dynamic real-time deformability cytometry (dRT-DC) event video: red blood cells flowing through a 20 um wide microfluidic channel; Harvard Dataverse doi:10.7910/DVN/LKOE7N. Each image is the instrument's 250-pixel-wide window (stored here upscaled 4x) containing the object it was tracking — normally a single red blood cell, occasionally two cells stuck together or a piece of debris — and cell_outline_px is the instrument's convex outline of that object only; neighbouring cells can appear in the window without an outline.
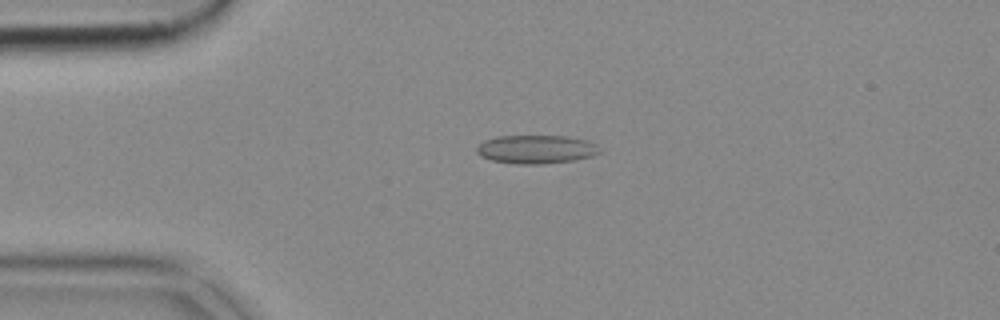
{"species": "common noctule bat (a hibernating species)", "species_latin": "Nyctalus noctula", "temperature_condition": "cold", "stored_images_in_passage": 50, "camera_frame_rate_fps": 3000, "um_per_image_px": 0.085, "animal": {"sex": "female", "body_mass_g": 18.4}, "frame": {"image": 1, "passage_image": 10, "time_ms": 3.0, "image_size_px": [1000, 320], "cell_outline_px": [[600, 152], [592, 156], [576, 160], [544, 164], [516, 164], [492, 160], [480, 156], [476, 152], [476, 148], [484, 140], [496, 136], [564, 136], [588, 140]], "centroid_in_image_um": [45.52, 12.7], "position_along_channel_um": 39.5, "area_um2": 20.35}}
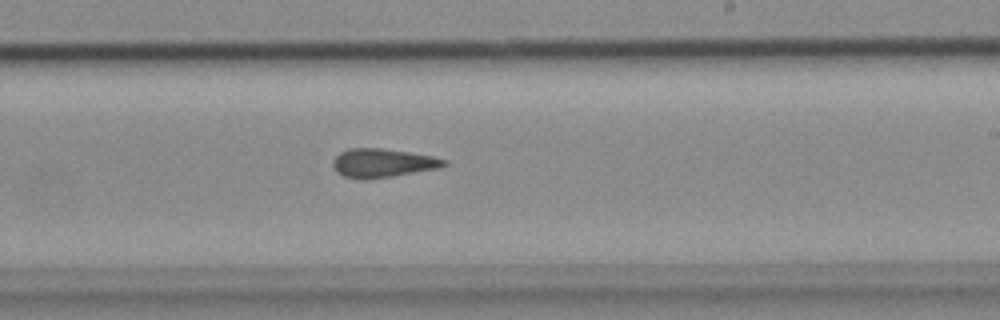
{"frame": {"image": 2, "passage_image": 29, "time_ms": 9.333, "image_size_px": [1000, 320], "cell_outline_px": [[448, 164], [440, 168], [392, 176], [364, 180], [344, 176], [336, 172], [332, 164], [332, 160], [340, 152], [348, 148], [380, 148], [408, 152], [432, 156], [448, 160]], "centroid_in_image_um": [32.51, 13.86], "position_along_channel_um": 256.5, "area_um2": 18.67}}
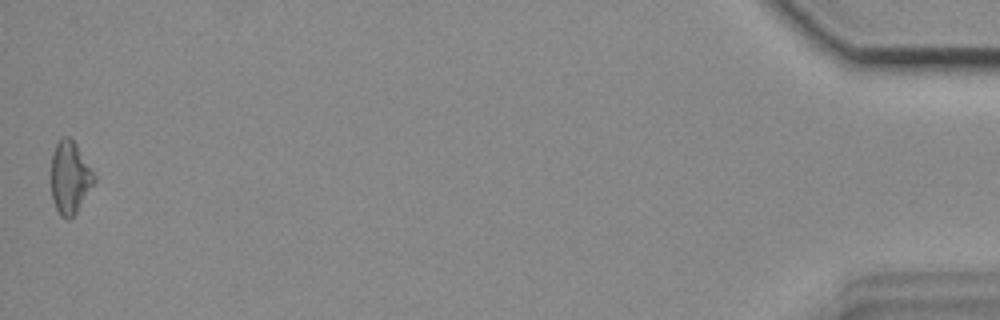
{"frame": {"image": 3, "passage_image": 50, "time_ms": 16.333, "image_size_px": [1000, 320], "cell_outline_px": [[96, 180], [76, 212], [68, 220], [60, 216], [56, 208], [52, 196], [52, 156], [56, 144], [60, 136], [68, 136], [76, 144], [96, 176]], "centroid_in_image_um": [5.95, 15.07], "position_along_channel_um": 429.3, "area_um2": 17.92}}